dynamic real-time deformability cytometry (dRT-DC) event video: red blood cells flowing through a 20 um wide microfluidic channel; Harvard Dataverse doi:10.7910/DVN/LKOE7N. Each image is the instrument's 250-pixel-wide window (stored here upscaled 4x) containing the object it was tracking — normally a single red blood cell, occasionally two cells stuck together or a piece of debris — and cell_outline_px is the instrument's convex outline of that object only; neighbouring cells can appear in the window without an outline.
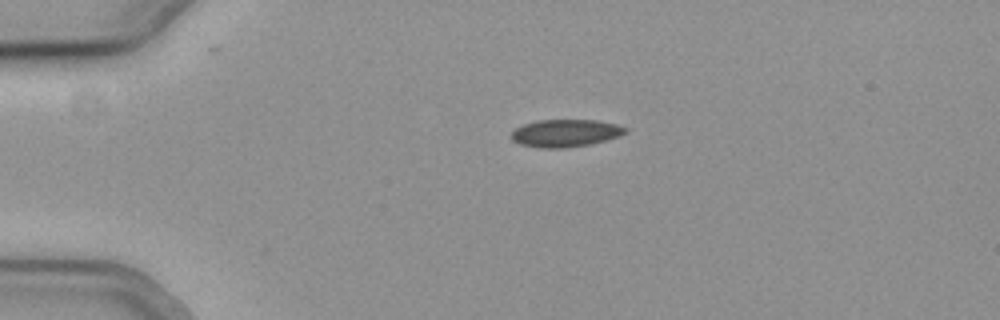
{"species": "common noctule bat (a hibernating species)", "species_latin": "Nyctalus noctula", "temperature_condition": "cold", "stored_images_in_passage": 33, "camera_frame_rate_fps": 3000, "um_per_image_px": 0.085, "animal": {"sex": "female", "body_mass_g": 19.3, "forearm_length_mm": 54.1}, "frame": {"image": 1, "passage_image": 1, "time_ms": 0.0, "image_size_px": [1000, 320], "cell_outline_px": [[628, 132], [620, 136], [592, 144], [568, 148], [540, 148], [520, 144], [512, 140], [508, 136], [516, 128], [524, 124], [536, 120], [596, 120], [616, 124], [628, 128]], "centroid_in_image_um": [48.07, 11.32], "position_along_channel_um": 36.9, "area_um2": 18.55}}
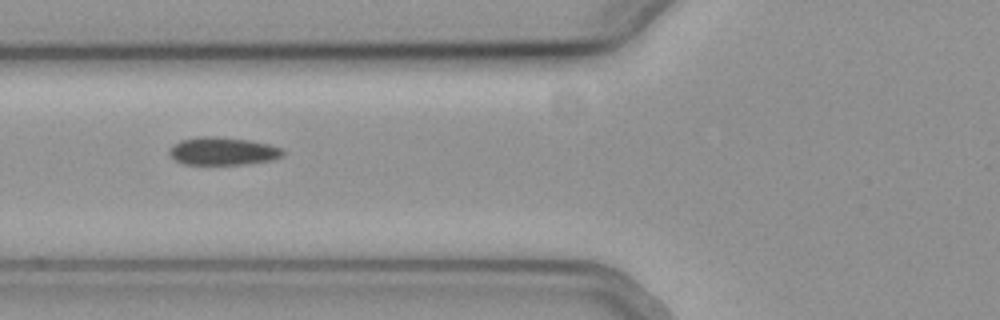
{"frame": {"image": 2, "passage_image": 10, "time_ms": 3.0, "image_size_px": [1000, 320], "cell_outline_px": [[284, 156], [272, 160], [244, 164], [184, 164], [176, 160], [168, 152], [168, 148], [172, 144], [180, 140], [196, 136], [216, 136], [252, 140], [268, 144], [280, 148], [284, 152]], "centroid_in_image_um": [18.92, 12.83], "position_along_channel_um": 106.9, "area_um2": 18.61}}
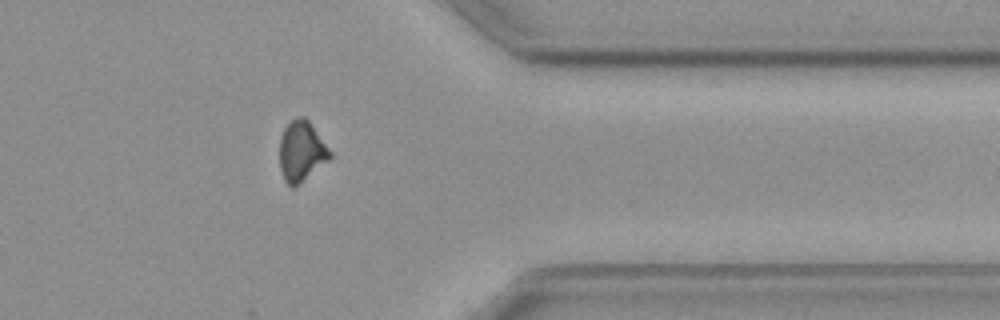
{"frame": {"image": 3, "passage_image": 33, "time_ms": 10.667, "image_size_px": [1000, 320], "cell_outline_px": [[332, 156], [328, 160], [300, 184], [292, 188], [284, 180], [280, 168], [280, 136], [284, 128], [296, 116], [304, 116], [308, 120], [332, 152]], "centroid_in_image_um": [25.62, 12.86], "position_along_channel_um": 385.8, "area_um2": 17.69}}